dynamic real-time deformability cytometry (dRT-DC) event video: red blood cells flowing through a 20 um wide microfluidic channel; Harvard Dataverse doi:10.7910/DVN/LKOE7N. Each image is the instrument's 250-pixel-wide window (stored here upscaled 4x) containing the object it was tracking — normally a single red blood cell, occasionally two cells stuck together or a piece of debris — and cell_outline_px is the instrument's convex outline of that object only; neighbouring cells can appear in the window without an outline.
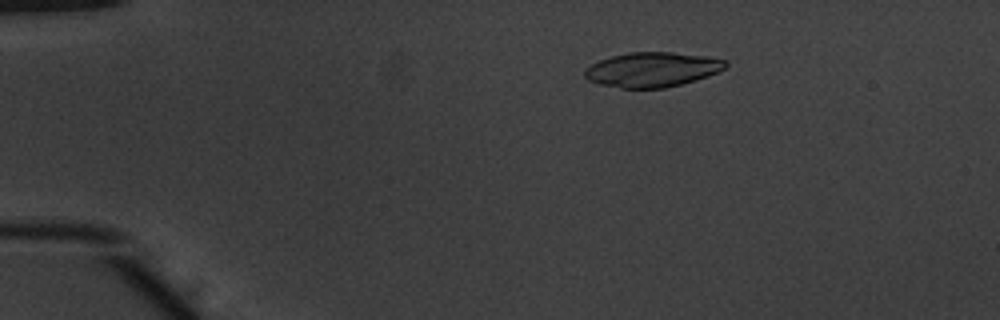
{"species": "common noctule bat (a hibernating species)", "species_latin": "Nyctalus noctula", "temperature_condition": "warm", "stored_images_in_passage": 9, "camera_frame_rate_fps": 3000, "um_per_image_px": 0.085, "animal": {"sex": "male", "body_mass_g": 20.1, "forearm_length_mm": 53.5}, "frame": {"image": 1, "passage_image": 1, "time_ms": 0.0, "image_size_px": [1000, 320], "cell_outline_px": [[728, 64], [724, 68], [708, 76], [696, 80], [664, 88], [620, 88], [600, 84], [588, 80], [584, 76], [584, 72], [592, 64], [600, 60], [612, 56], [628, 52], [672, 52], [708, 56], [728, 60]], "centroid_in_image_um": [55.46, 5.91], "position_along_channel_um": 29.5, "area_um2": 28.44}}